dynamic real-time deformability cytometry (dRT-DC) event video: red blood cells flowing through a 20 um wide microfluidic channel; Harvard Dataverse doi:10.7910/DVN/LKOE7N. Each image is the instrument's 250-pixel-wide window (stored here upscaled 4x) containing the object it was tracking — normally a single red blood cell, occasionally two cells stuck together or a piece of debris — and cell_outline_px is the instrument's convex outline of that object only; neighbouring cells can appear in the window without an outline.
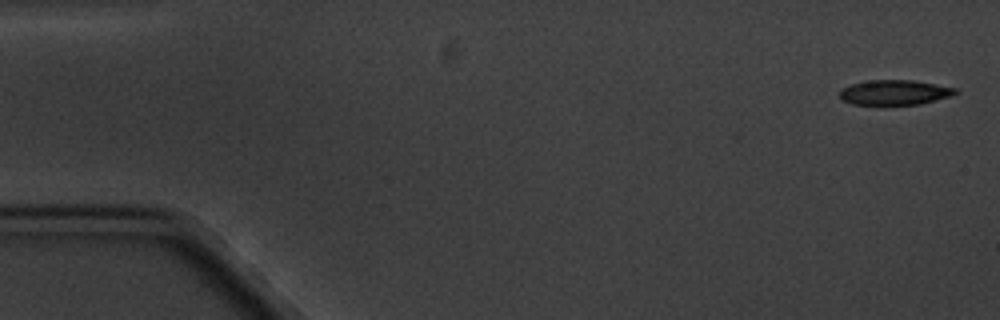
{"species": "common noctule bat (a hibernating species)", "species_latin": "Nyctalus noctula", "temperature_condition": "cold", "stored_images_in_passage": 5, "camera_frame_rate_fps": 3000, "um_per_image_px": 0.085, "animal": {"sex": "male", "body_mass_g": 20.1, "forearm_length_mm": 53.5}, "frame": {"image": 1, "passage_image": 1, "time_ms": 0.0, "image_size_px": [1000, 320], "cell_outline_px": [[960, 92], [948, 96], [920, 104], [852, 104], [844, 100], [840, 96], [840, 88], [852, 84], [868, 80], [912, 80], [956, 88]], "centroid_in_image_um": [76.02, 7.84], "position_along_channel_um": 9.0, "area_um2": 16.53}}
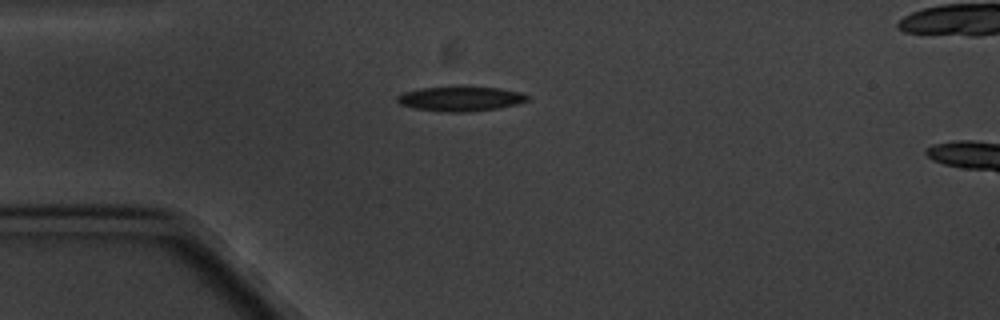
{"frame": {"image": 2, "passage_image": 4, "time_ms": 4.333, "image_size_px": [1000, 320], "cell_outline_px": [[528, 100], [516, 104], [496, 108], [464, 112], [448, 112], [412, 108], [400, 104], [396, 100], [396, 96], [404, 92], [420, 88], [500, 88], [520, 92], [528, 96]], "centroid_in_image_um": [39.1, 8.41], "position_along_channel_um": 45.9, "area_um2": 18.15}}